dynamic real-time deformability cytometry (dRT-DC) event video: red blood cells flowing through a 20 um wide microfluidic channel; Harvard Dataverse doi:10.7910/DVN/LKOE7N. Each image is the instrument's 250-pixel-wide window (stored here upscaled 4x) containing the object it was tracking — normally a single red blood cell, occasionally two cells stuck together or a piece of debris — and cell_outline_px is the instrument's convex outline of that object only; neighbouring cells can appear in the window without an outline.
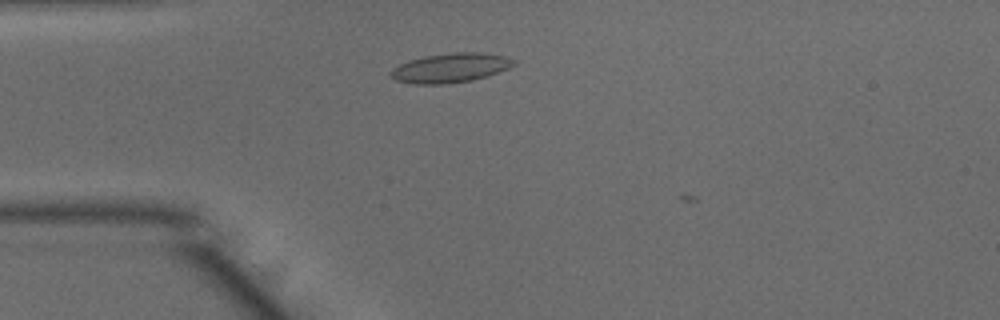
{"species": "common noctule bat (a hibernating species)", "species_latin": "Nyctalus noctula", "temperature_condition": "warm", "stored_images_in_passage": 3, "camera_frame_rate_fps": 3000, "um_per_image_px": 0.085, "animal": {"sex": "male", "body_mass_g": 15.6}, "frame": {"image": 1, "passage_image": 1, "time_ms": 0.0, "image_size_px": [1000, 320], "cell_outline_px": [[516, 64], [508, 68], [488, 76], [472, 80], [444, 84], [412, 84], [396, 80], [388, 76], [388, 72], [392, 68], [408, 60], [424, 56], [452, 52], [484, 52], [508, 56], [516, 60]], "centroid_in_image_um": [38.28, 5.76], "position_along_channel_um": 46.7, "area_um2": 21.44}}